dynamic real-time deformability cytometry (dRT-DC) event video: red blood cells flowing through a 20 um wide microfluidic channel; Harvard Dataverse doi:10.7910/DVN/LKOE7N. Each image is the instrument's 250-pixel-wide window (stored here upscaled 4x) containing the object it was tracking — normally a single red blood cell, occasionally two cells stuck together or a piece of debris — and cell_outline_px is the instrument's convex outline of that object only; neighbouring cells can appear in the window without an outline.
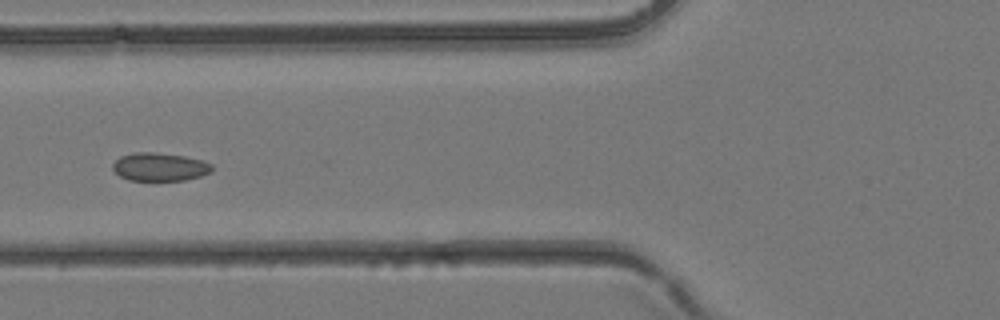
{"species": "common noctule bat (a hibernating species)", "species_latin": "Nyctalus noctula", "temperature_condition": "room temperature", "stored_images_in_passage": 3, "camera_frame_rate_fps": 3000, "um_per_image_px": 0.085, "animal": {"sex": "female", "body_mass_g": 24.6, "forearm_length_mm": 56.2}, "frame": {"image": 1, "passage_image": 3, "time_ms": 0.667, "image_size_px": [1000, 320], "cell_outline_px": [[212, 172], [200, 176], [184, 180], [128, 180], [120, 176], [112, 168], [112, 164], [120, 156], [132, 152], [156, 152], [184, 156], [200, 160], [212, 164]], "centroid_in_image_um": [13.55, 14.18], "position_along_channel_um": 112.2, "area_um2": 16.3}}